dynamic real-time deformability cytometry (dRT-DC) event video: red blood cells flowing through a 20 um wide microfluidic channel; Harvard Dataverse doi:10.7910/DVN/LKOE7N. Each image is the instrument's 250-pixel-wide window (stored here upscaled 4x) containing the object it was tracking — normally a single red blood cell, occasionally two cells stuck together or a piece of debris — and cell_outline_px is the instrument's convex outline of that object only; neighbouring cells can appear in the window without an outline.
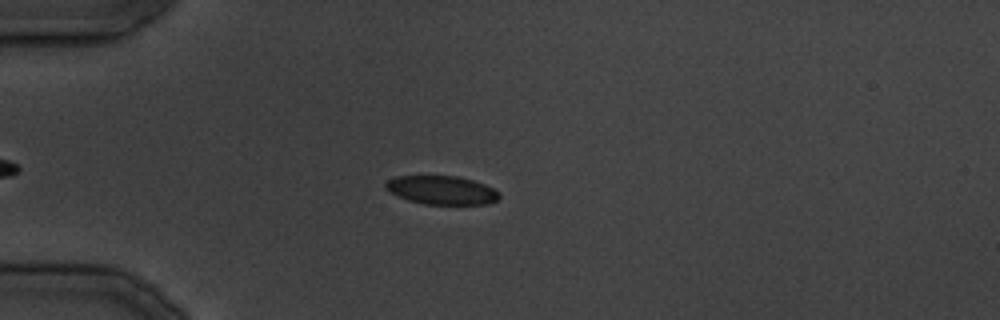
{"species": "common noctule bat (a hibernating species)", "species_latin": "Nyctalus noctula", "temperature_condition": "cold", "stored_images_in_passage": 34, "camera_frame_rate_fps": 3000, "um_per_image_px": 0.085, "animal": {"sex": "male", "body_mass_g": 19.5, "forearm_length_mm": 54.6}, "frame": {"image": 1, "passage_image": 9, "time_ms": 10.333, "image_size_px": [1000, 320], "cell_outline_px": [[500, 196], [496, 200], [488, 204], [424, 204], [408, 200], [396, 196], [388, 192], [384, 188], [384, 184], [388, 180], [396, 176], [456, 176], [472, 180], [484, 184], [492, 188]], "centroid_in_image_um": [37.47, 16.16], "position_along_channel_um": 47.5, "area_um2": 18.9}}
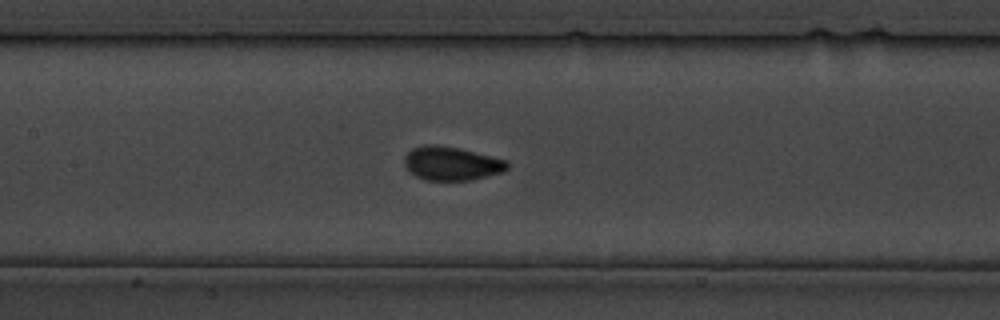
{"frame": {"image": 2, "passage_image": 16, "time_ms": 19.333, "image_size_px": [1000, 320], "cell_outline_px": [[508, 168], [504, 172], [468, 180], [424, 180], [416, 176], [404, 164], [404, 156], [412, 148], [424, 144], [436, 144], [460, 148], [508, 160]], "centroid_in_image_um": [38.38, 13.88], "position_along_channel_um": 169.0, "area_um2": 20.29}}
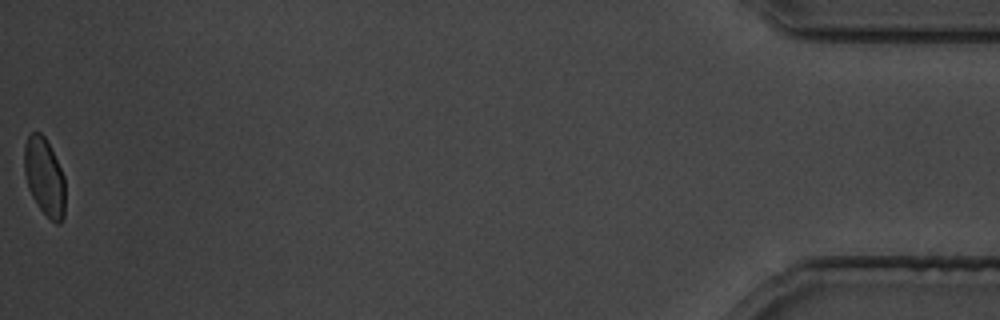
{"frame": {"image": 3, "passage_image": 34, "time_ms": 41.667, "image_size_px": [1000, 320], "cell_outline_px": [[64, 216], [60, 224], [56, 224], [40, 208], [32, 196], [28, 188], [24, 172], [24, 144], [28, 136], [32, 132], [40, 132], [44, 136], [64, 176]], "centroid_in_image_um": [3.76, 15.03], "position_along_channel_um": 431.4, "area_um2": 18.26}}